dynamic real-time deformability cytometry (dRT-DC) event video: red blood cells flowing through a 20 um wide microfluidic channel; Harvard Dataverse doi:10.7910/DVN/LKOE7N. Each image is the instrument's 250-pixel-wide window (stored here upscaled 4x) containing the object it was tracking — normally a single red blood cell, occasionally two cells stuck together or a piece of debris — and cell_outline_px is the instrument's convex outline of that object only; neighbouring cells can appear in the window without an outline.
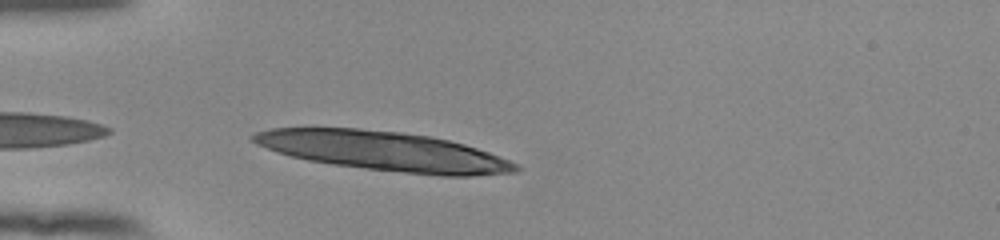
{"species": "human", "species_latin": "Homo sapiens", "temperature_condition": "room temperature", "stored_images_in_passage": 4, "camera_frame_rate_fps": 3000, "um_per_image_px": 0.085, "donor": {"sex": "female"}, "frame": {"image": 1, "passage_image": 1, "time_ms": 0.0, "image_size_px": [1000, 240], "cell_outline_px": [[520, 168], [516, 172], [472, 176], [440, 176], [364, 168], [332, 164], [308, 160], [292, 156], [256, 144], [248, 136], [256, 132], [272, 128], [356, 128], [400, 132], [428, 136], [448, 140], [464, 144], [488, 152], [520, 164]], "centroid_in_image_um": [32.66, 12.85], "position_along_channel_um": 52.3, "area_um2": 59.77}}